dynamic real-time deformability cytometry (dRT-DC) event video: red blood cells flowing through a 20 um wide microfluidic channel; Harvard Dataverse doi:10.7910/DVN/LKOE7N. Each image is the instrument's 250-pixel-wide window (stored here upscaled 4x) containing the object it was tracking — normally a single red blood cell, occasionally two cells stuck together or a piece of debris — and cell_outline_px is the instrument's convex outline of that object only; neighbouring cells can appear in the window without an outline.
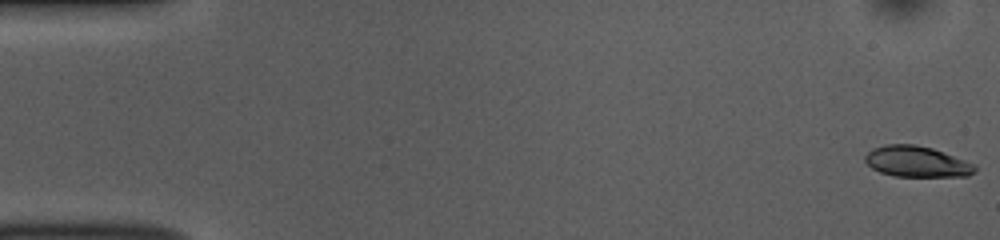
{"species": "common noctule bat (a hibernating species)", "species_latin": "Nyctalus noctula", "temperature_condition": "room temperature", "stored_images_in_passage": 53, "camera_frame_rate_fps": 3000, "um_per_image_px": 0.085, "animal": {"sex": "female", "body_mass_g": 10.0, "forearm_length_mm": 53.1}, "frame": {"image": 1, "passage_image": 1, "time_ms": 0.0, "image_size_px": [1000, 240], "cell_outline_px": [[976, 168], [968, 176], [892, 176], [880, 172], [872, 168], [864, 160], [864, 156], [872, 148], [884, 144], [916, 144], [932, 148], [976, 164]], "centroid_in_image_um": [77.89, 13.73], "position_along_channel_um": 7.1, "area_um2": 19.77}}
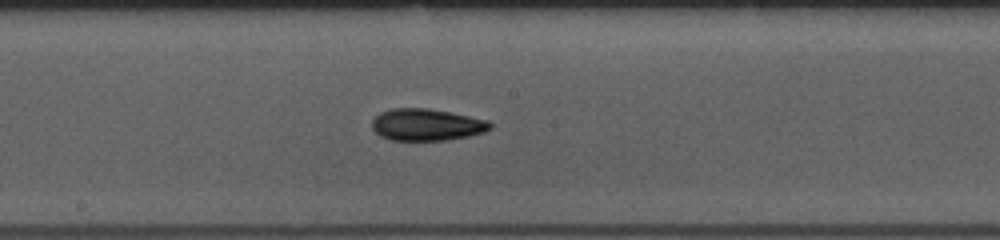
{"frame": {"image": 2, "passage_image": 28, "time_ms": 9.0, "image_size_px": [1000, 240], "cell_outline_px": [[492, 128], [484, 132], [468, 136], [444, 140], [392, 140], [380, 136], [372, 128], [372, 120], [380, 112], [392, 108], [428, 108], [488, 120], [492, 124]], "centroid_in_image_um": [36.25, 10.6], "position_along_channel_um": 212.0, "area_um2": 21.85}}
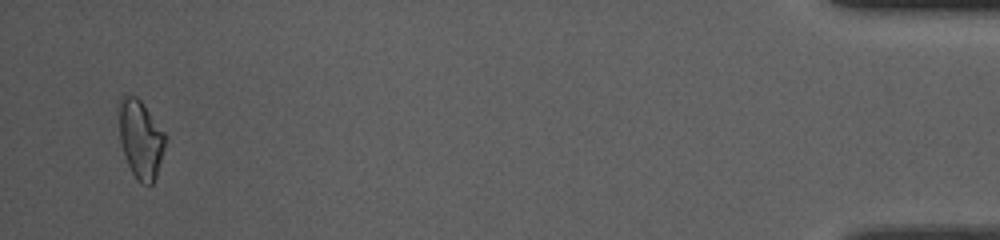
{"frame": {"image": 3, "passage_image": 51, "time_ms": 16.667, "image_size_px": [1000, 240], "cell_outline_px": [[168, 140], [156, 176], [152, 184], [140, 184], [132, 172], [124, 156], [120, 144], [116, 108], [120, 96], [136, 96], [140, 100], [168, 136]], "centroid_in_image_um": [11.93, 11.79], "position_along_channel_um": 423.3, "area_um2": 21.85}, "authors_computed_cell_mechanics": {"area_um2": 20.808, "velocity_mm_per_s": 3.8135, "shape_relaxation_time_tau1_ms": 3.6234, "shape_relaxation_time_tau2_ms": 1.6249, "deformation_change_tau1": 0.1252, "deformation_change_tau2": 0.0722}}